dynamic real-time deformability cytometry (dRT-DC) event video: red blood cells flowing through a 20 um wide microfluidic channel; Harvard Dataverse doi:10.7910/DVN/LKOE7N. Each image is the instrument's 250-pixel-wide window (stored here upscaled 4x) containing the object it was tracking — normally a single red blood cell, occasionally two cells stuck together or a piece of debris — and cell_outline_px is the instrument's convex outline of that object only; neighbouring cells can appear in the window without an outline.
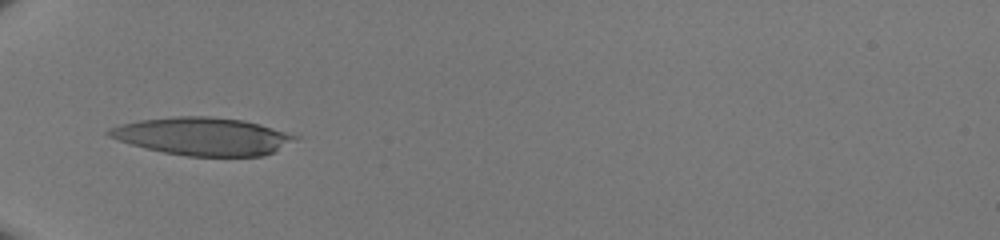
{"species": "human", "species_latin": "Homo sapiens", "temperature_condition": "room temperature", "stored_images_in_passage": 21, "camera_frame_rate_fps": 3000, "um_per_image_px": 0.085, "donor": {"sex": "male"}, "frame": {"image": 1, "passage_image": 1, "time_ms": 0.0, "image_size_px": [1000, 240], "cell_outline_px": [[300, 136], [296, 140], [276, 152], [264, 156], [188, 156], [164, 152], [132, 144], [108, 136], [104, 132], [108, 128], [120, 124], [140, 120], [176, 116], [208, 116], [244, 120], [260, 124]], "centroid_in_image_um": [17.27, 11.58], "position_along_channel_um": 67.7, "area_um2": 40.98}}
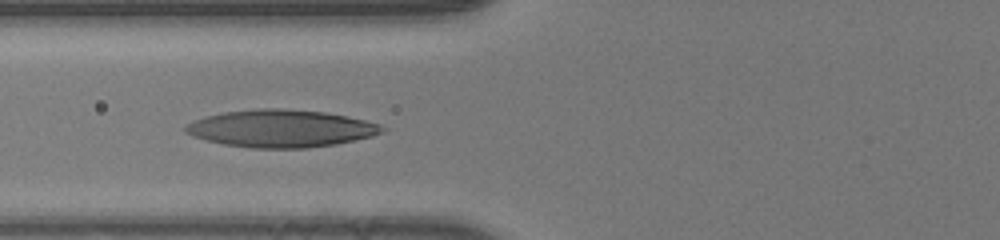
{"frame": {"image": 2, "passage_image": 4, "time_ms": 1.0, "image_size_px": [1000, 240], "cell_outline_px": [[388, 128], [384, 132], [372, 136], [356, 140], [336, 144], [308, 148], [252, 148], [224, 144], [192, 136], [184, 132], [184, 128], [188, 124], [196, 120], [208, 116], [224, 112], [260, 108], [284, 108], [324, 112], [348, 116], [380, 124]], "centroid_in_image_um": [23.94, 10.92], "position_along_channel_um": 101.9, "area_um2": 42.89}}